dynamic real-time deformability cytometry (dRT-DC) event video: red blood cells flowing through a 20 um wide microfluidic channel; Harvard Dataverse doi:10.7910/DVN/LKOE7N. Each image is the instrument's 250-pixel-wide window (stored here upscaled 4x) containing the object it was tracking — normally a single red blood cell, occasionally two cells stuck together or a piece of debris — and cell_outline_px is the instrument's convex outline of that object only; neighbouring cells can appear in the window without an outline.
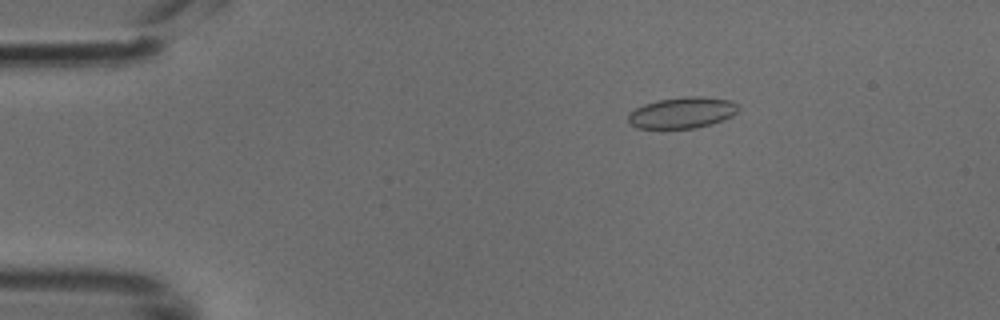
{"species": "common noctule bat (a hibernating species)", "species_latin": "Nyctalus noctula", "temperature_condition": "cold", "stored_images_in_passage": 49, "camera_frame_rate_fps": 3000, "um_per_image_px": 0.085, "animal": {"sex": "male", "body_mass_g": 18.8}, "frame": {"image": 1, "passage_image": 8, "time_ms": 2.333, "image_size_px": [1000, 320], "cell_outline_px": [[740, 108], [732, 116], [724, 120], [712, 124], [696, 128], [636, 128], [628, 124], [628, 112], [644, 104], [660, 100], [684, 96], [700, 96], [732, 100]], "centroid_in_image_um": [57.99, 9.58], "position_along_channel_um": 27.0, "area_um2": 20.17}}
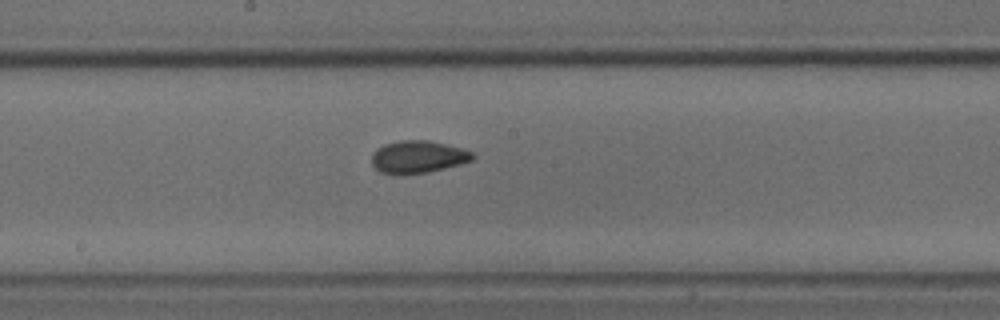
{"frame": {"image": 2, "passage_image": 26, "time_ms": 8.333, "image_size_px": [1000, 320], "cell_outline_px": [[476, 156], [472, 160], [460, 164], [428, 172], [404, 176], [380, 172], [372, 164], [372, 152], [376, 148], [384, 144], [400, 140], [428, 140], [460, 148], [472, 152]], "centroid_in_image_um": [35.49, 13.35], "position_along_channel_um": 212.7, "area_um2": 19.25}}
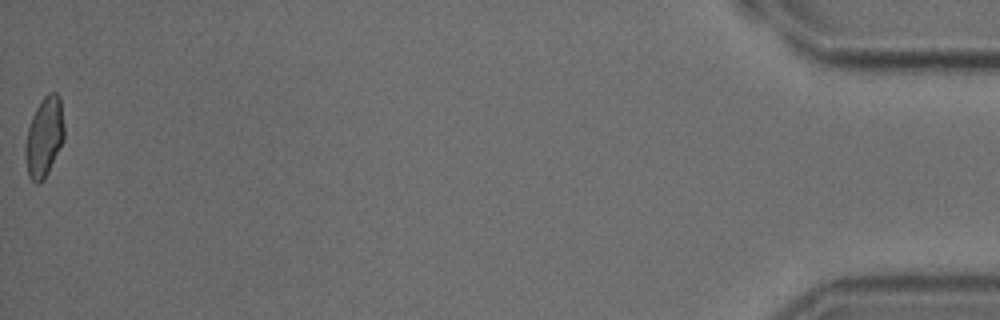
{"frame": {"image": 3, "passage_image": 49, "time_ms": 16.0, "image_size_px": [1000, 320], "cell_outline_px": [[64, 140], [44, 180], [40, 184], [36, 184], [28, 176], [24, 156], [24, 144], [28, 128], [32, 116], [40, 100], [48, 92], [56, 92], [60, 96], [64, 124]], "centroid_in_image_um": [3.75, 11.65], "position_along_channel_um": 431.5, "area_um2": 18.44}}